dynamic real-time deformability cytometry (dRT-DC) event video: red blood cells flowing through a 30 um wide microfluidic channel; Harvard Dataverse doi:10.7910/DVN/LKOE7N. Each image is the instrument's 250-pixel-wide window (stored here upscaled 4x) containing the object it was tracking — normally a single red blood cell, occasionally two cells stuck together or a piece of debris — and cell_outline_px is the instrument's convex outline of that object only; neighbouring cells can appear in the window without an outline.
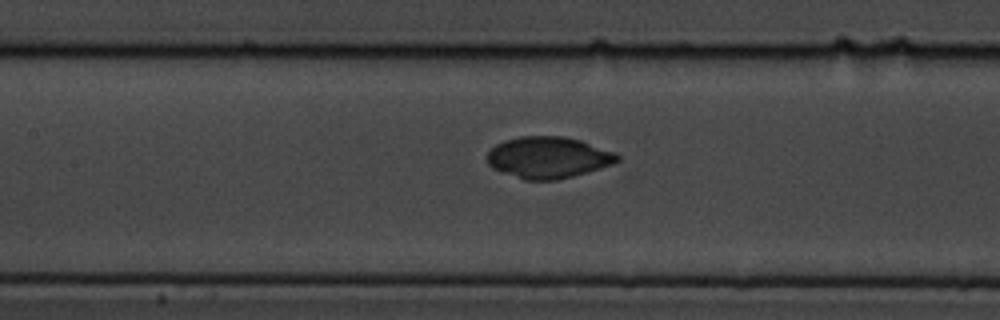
{"species": "common noctule bat (a hibernating species)", "species_latin": "Nyctalus noctula", "temperature_condition": "cold", "stored_images_in_passage": 8, "camera_frame_rate_fps": 3000, "um_per_image_px": 0.085, "animal": {"sex": "male", "body_mass_g": 19.5, "forearm_length_mm": 54.6}, "frame": {"image": 1, "passage_image": 8, "time_ms": 2.333, "image_size_px": [1000, 320], "cell_outline_px": [[620, 160], [612, 164], [600, 168], [572, 176], [556, 180], [524, 180], [492, 168], [488, 164], [488, 152], [496, 144], [504, 140], [520, 136], [564, 136], [580, 140], [616, 152], [620, 156]], "centroid_in_image_um": [46.61, 13.38], "position_along_channel_um": 160.8, "area_um2": 31.44}}